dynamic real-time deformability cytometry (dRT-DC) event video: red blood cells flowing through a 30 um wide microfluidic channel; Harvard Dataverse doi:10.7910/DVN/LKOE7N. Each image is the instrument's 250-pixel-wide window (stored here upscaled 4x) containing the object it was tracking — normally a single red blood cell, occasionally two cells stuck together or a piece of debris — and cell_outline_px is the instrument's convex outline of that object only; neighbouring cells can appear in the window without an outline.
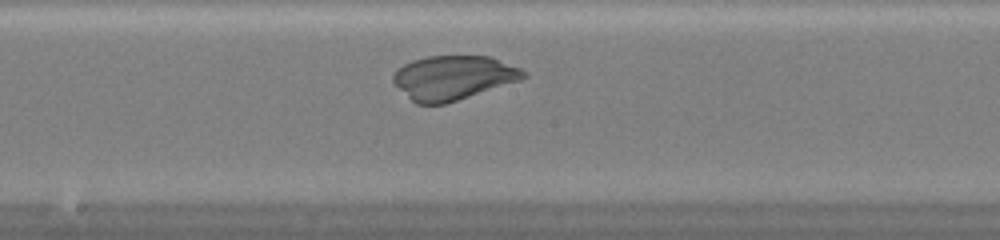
{"species": "common noctule bat (a hibernating species)", "species_latin": "Nyctalus noctula", "temperature_condition": "warm", "stored_images_in_passage": 26, "camera_frame_rate_fps": 3000, "um_per_image_px": 0.085, "animal": {"sex": "female", "body_mass_g": 20.0, "forearm_length_mm": 54.0}, "frame": {"image": 1, "passage_image": 13, "time_ms": 4.0, "image_size_px": [1000, 240], "cell_outline_px": [[528, 76], [520, 80], [444, 104], [416, 104], [392, 80], [392, 76], [404, 64], [412, 60], [428, 56], [492, 56], [520, 68]], "centroid_in_image_um": [38.54, 6.58], "position_along_channel_um": 209.7, "area_um2": 33.06}}
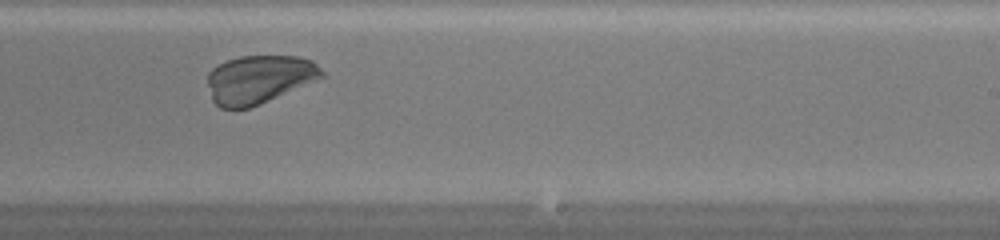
{"frame": {"image": 2, "passage_image": 17, "time_ms": 5.333, "image_size_px": [1000, 240], "cell_outline_px": [[328, 76], [260, 104], [248, 108], [220, 108], [212, 100], [208, 84], [208, 72], [212, 68], [228, 60], [240, 56], [300, 56], [312, 60]], "centroid_in_image_um": [22.06, 6.74], "position_along_channel_um": 266.9, "area_um2": 32.31}}
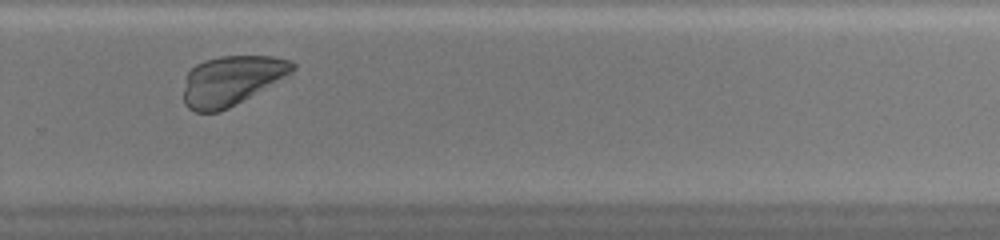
{"frame": {"image": 3, "passage_image": 20, "time_ms": 6.333, "image_size_px": [1000, 240], "cell_outline_px": [[296, 68], [292, 72], [228, 108], [220, 112], [196, 112], [188, 108], [184, 104], [184, 76], [196, 64], [204, 60], [220, 56], [272, 56], [288, 60], [296, 64]], "centroid_in_image_um": [19.62, 6.83], "position_along_channel_um": 310.2, "area_um2": 31.15}}